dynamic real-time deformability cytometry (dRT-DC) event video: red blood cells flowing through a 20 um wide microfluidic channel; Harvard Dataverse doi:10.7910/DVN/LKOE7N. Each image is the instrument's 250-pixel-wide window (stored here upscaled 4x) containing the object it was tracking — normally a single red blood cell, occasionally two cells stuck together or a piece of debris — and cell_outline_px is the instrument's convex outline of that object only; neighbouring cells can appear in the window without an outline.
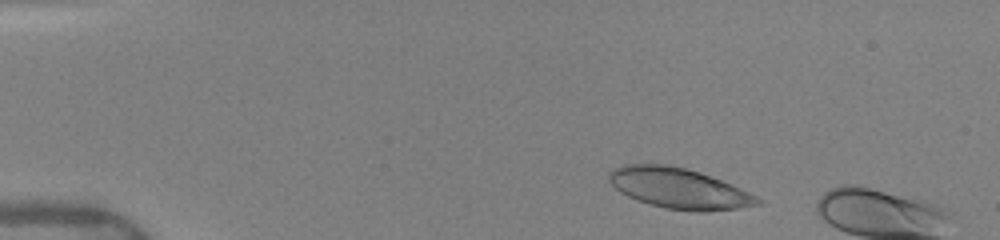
{"species": "human", "species_latin": "Homo sapiens", "temperature_condition": "warm", "stored_images_in_passage": 7, "camera_frame_rate_fps": 3000, "um_per_image_px": 0.085, "donor": {"sex": "female"}, "frame": {"image": 1, "passage_image": 4, "time_ms": 1.0, "image_size_px": [1000, 240], "cell_outline_px": [[764, 204], [740, 208], [704, 212], [696, 212], [664, 208], [636, 200], [620, 192], [608, 180], [608, 172], [612, 168], [624, 164], [668, 164], [700, 172], [720, 180], [748, 192], [764, 200]], "centroid_in_image_um": [57.7, 16.02], "position_along_channel_um": 27.3, "area_um2": 35.2}}